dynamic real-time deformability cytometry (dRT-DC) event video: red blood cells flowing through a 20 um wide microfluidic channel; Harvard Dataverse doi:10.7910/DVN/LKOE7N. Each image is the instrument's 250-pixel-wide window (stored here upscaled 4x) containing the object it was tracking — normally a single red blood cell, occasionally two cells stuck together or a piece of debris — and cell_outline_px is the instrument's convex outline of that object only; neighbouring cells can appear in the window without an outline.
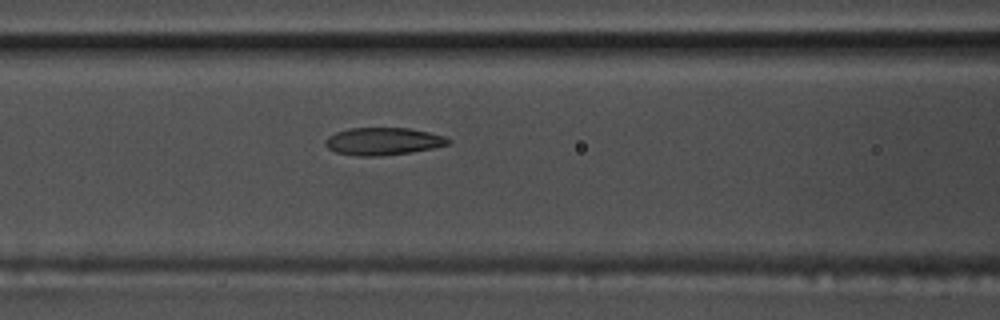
{"species": "common noctule bat (a hibernating species)", "species_latin": "Nyctalus noctula", "temperature_condition": "warm", "stored_images_in_passage": 48, "camera_frame_rate_fps": 3000, "um_per_image_px": 0.085, "animal": {"sex": "male", "body_mass_g": 17.5, "forearm_length_mm": 52.3}, "frame": {"image": 1, "passage_image": 15, "time_ms": 4.667, "image_size_px": [1000, 320], "cell_outline_px": [[452, 140], [448, 144], [432, 148], [412, 152], [384, 156], [356, 156], [336, 152], [328, 148], [324, 144], [324, 140], [328, 136], [336, 132], [348, 128], [408, 128], [428, 132], [444, 136]], "centroid_in_image_um": [32.53, 12.01], "position_along_channel_um": 134.1, "area_um2": 19.77}}
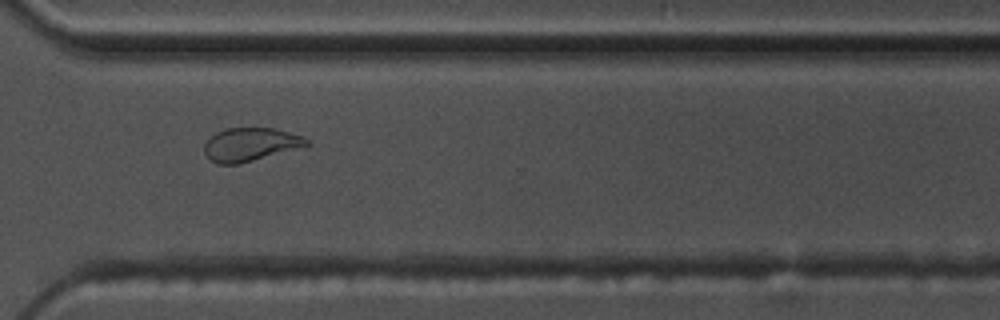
{"frame": {"image": 2, "passage_image": 33, "time_ms": 10.667, "image_size_px": [1000, 320], "cell_outline_px": [[312, 144], [308, 148], [236, 164], [216, 164], [208, 160], [204, 152], [204, 144], [216, 132], [224, 128], [272, 128], [304, 136]], "centroid_in_image_um": [21.36, 12.3], "position_along_channel_um": 349.2, "area_um2": 20.46}}
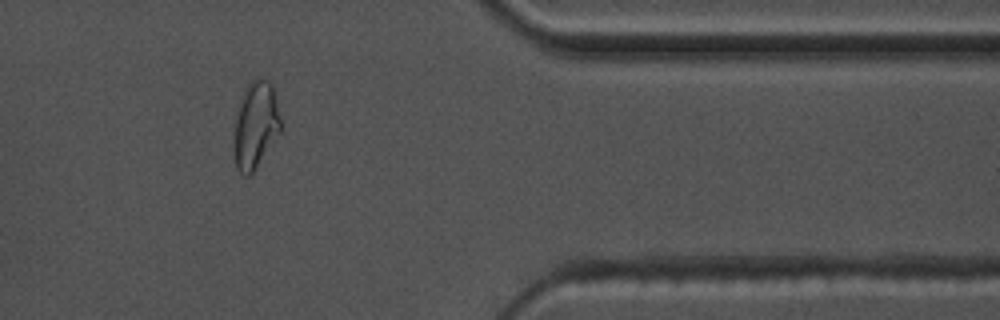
{"frame": {"image": 3, "passage_image": 38, "time_ms": 12.333, "image_size_px": [1000, 320], "cell_outline_px": [[280, 132], [252, 172], [248, 176], [244, 176], [236, 168], [236, 112], [244, 88], [252, 80], [268, 80], [272, 84], [276, 100], [280, 120]], "centroid_in_image_um": [21.73, 10.59], "position_along_channel_um": 389.7, "area_um2": 22.72}, "authors_computed_cell_mechanics": {"area_um2": 20.4612, "velocity_mm_per_s": 3.5941, "shape_relaxation_time_tau1_ms": 10.8817, "shape_relaxation_time_tau2_ms": 2.3434, "deformation_change_tau1": 0.2762, "deformation_change_tau2": 0.0993}}